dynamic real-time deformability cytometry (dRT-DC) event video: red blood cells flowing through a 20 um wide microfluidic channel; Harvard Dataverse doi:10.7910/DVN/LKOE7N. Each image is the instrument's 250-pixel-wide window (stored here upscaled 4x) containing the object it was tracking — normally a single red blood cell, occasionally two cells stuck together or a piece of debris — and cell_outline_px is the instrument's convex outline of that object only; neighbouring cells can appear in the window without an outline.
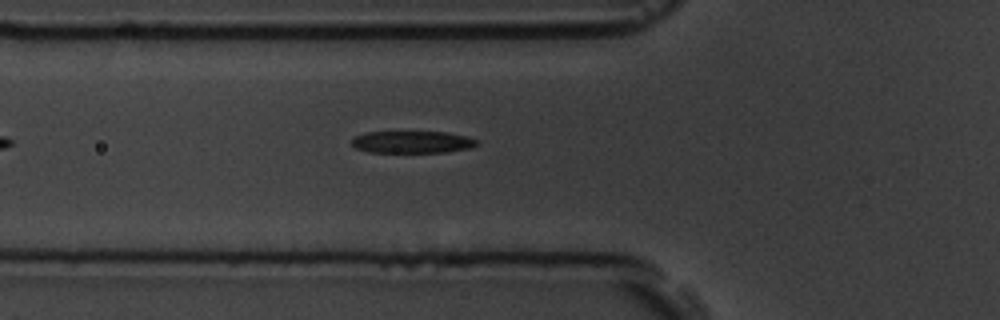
{"species": "common noctule bat (a hibernating species)", "species_latin": "Nyctalus noctula", "temperature_condition": "room temperature", "stored_images_in_passage": 3, "camera_frame_rate_fps": 3000, "um_per_image_px": 0.085, "animal": {"sex": "male", "body_mass_g": 19.5, "forearm_length_mm": 54.6}, "frame": {"image": 1, "passage_image": 3, "time_ms": 3.0, "image_size_px": [1000, 320], "cell_outline_px": [[476, 144], [472, 148], [448, 152], [368, 152], [356, 148], [352, 144], [352, 140], [356, 136], [364, 132], [448, 132], [464, 136], [476, 140]], "centroid_in_image_um": [35.03, 12.07], "position_along_channel_um": 90.8, "area_um2": 16.01}}